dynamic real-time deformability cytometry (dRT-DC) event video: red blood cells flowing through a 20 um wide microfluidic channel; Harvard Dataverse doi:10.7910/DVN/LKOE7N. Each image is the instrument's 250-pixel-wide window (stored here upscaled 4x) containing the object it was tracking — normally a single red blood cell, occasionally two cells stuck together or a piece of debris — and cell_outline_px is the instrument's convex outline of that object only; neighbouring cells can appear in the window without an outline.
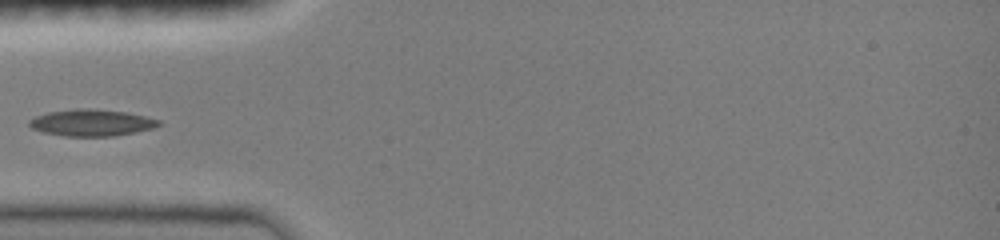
{"species": "common noctule bat (a hibernating species)", "species_latin": "Nyctalus noctula", "temperature_condition": "room temperature", "stored_images_in_passage": 26, "camera_frame_rate_fps": 3000, "um_per_image_px": 0.085, "animal": {"sex": "female", "body_mass_g": 19.0, "forearm_length_mm": 51.5}, "frame": {"image": 1, "passage_image": 1, "time_ms": 0.0, "image_size_px": [1000, 240], "cell_outline_px": [[164, 124], [152, 128], [136, 132], [112, 136], [64, 136], [44, 132], [32, 128], [28, 124], [28, 120], [36, 116], [48, 112], [76, 108], [96, 108], [128, 112], [160, 120]], "centroid_in_image_um": [7.8, 10.42], "position_along_channel_um": 77.2, "area_um2": 20.29}}
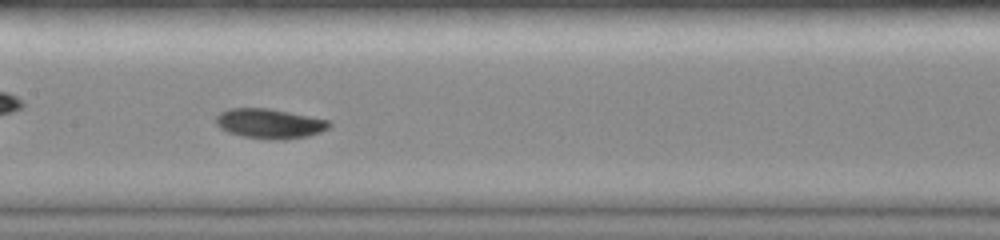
{"frame": {"image": 2, "passage_image": 7, "time_ms": 2.667, "image_size_px": [1000, 240], "cell_outline_px": [[332, 124], [328, 128], [320, 132], [308, 136], [284, 140], [276, 140], [244, 136], [228, 132], [220, 128], [216, 124], [216, 116], [220, 112], [228, 108], [268, 108], [328, 120]], "centroid_in_image_um": [22.9, 10.5], "position_along_channel_um": 184.5, "area_um2": 19.54}}
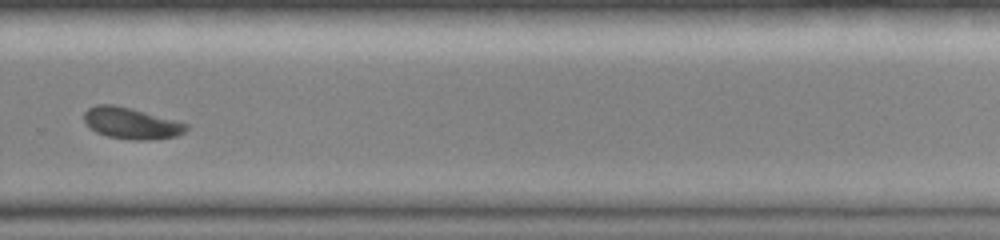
{"frame": {"image": 3, "passage_image": 15, "time_ms": 6.0, "image_size_px": [1000, 240], "cell_outline_px": [[188, 128], [184, 132], [176, 136], [148, 140], [132, 140], [108, 136], [96, 132], [88, 128], [84, 120], [84, 112], [88, 108], [96, 104], [112, 104], [132, 108], [176, 120], [188, 124]], "centroid_in_image_um": [11.13, 10.47], "position_along_channel_um": 318.7, "area_um2": 18.79}}